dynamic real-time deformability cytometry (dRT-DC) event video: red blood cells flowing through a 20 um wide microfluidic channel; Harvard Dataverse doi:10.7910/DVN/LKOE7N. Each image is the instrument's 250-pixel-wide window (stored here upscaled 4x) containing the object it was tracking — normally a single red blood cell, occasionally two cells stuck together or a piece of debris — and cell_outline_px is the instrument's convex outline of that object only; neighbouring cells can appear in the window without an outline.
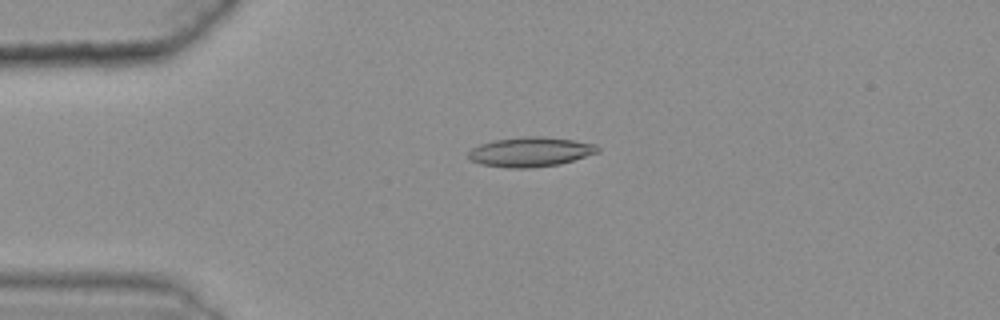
{"species": "common noctule bat (a hibernating species)", "species_latin": "Nyctalus noctula", "temperature_condition": "warm", "stored_images_in_passage": 50, "camera_frame_rate_fps": 3000, "um_per_image_px": 0.085, "animal": {"sex": "female", "body_mass_g": 25.1}, "frame": {"image": 1, "passage_image": 14, "time_ms": 4.333, "image_size_px": [1000, 320], "cell_outline_px": [[600, 152], [560, 164], [528, 168], [508, 168], [480, 164], [472, 160], [468, 156], [468, 152], [472, 148], [480, 144], [496, 140], [524, 136], [544, 136], [572, 140], [596, 144], [600, 148]], "centroid_in_image_um": [45.11, 12.91], "position_along_channel_um": 39.9, "area_um2": 22.31}}
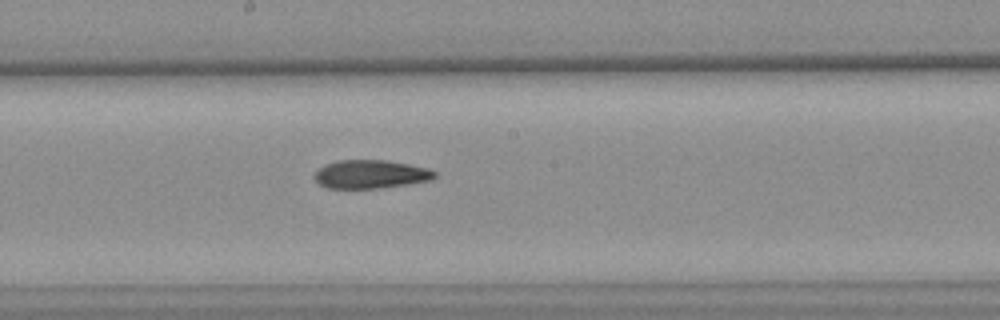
{"frame": {"image": 2, "passage_image": 31, "time_ms": 10.0, "image_size_px": [1000, 320], "cell_outline_px": [[436, 176], [432, 180], [408, 184], [380, 188], [328, 188], [320, 184], [312, 176], [320, 168], [336, 160], [388, 160], [428, 168], [436, 172]], "centroid_in_image_um": [31.53, 14.81], "position_along_channel_um": 216.7, "area_um2": 19.88}}
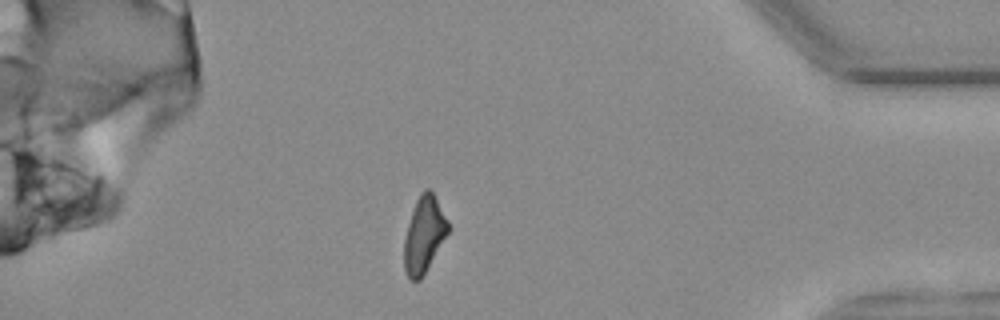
{"frame": {"image": 3, "passage_image": 49, "time_ms": 16.0, "image_size_px": [1000, 320], "cell_outline_px": [[448, 232], [420, 280], [412, 280], [408, 276], [404, 268], [404, 240], [408, 224], [416, 200], [420, 192], [424, 188], [428, 188], [432, 192], [448, 220]], "centroid_in_image_um": [36.02, 19.92], "position_along_channel_um": 399.2, "area_um2": 19.02}, "authors_computed_cell_mechanics": {"area_um2": 20.8947, "velocity_mm_per_s": 3.6228, "shape_relaxation_time_tau1_ms": 10.5034, "shape_relaxation_time_tau2_ms": 6.272, "deformation_change_tau1": 0.2377, "deformation_change_tau2": 0.1559}}